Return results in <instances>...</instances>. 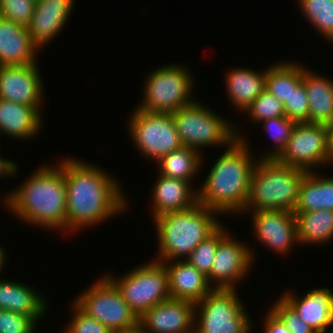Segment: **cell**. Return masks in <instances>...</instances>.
I'll return each mask as SVG.
<instances>
[{"label": "cell", "mask_w": 333, "mask_h": 333, "mask_svg": "<svg viewBox=\"0 0 333 333\" xmlns=\"http://www.w3.org/2000/svg\"><path fill=\"white\" fill-rule=\"evenodd\" d=\"M100 167L83 159L64 156L66 234H75L127 211L129 199L122 184Z\"/></svg>", "instance_id": "cell-1"}, {"label": "cell", "mask_w": 333, "mask_h": 333, "mask_svg": "<svg viewBox=\"0 0 333 333\" xmlns=\"http://www.w3.org/2000/svg\"><path fill=\"white\" fill-rule=\"evenodd\" d=\"M54 164H42L24 182L2 198L12 215L42 230L66 234V188L64 158ZM34 224V225H33Z\"/></svg>", "instance_id": "cell-2"}, {"label": "cell", "mask_w": 333, "mask_h": 333, "mask_svg": "<svg viewBox=\"0 0 333 333\" xmlns=\"http://www.w3.org/2000/svg\"><path fill=\"white\" fill-rule=\"evenodd\" d=\"M252 152L245 137L236 139L225 148L210 167L204 183L198 187V203L221 216L241 215L248 201L250 179L258 160Z\"/></svg>", "instance_id": "cell-3"}, {"label": "cell", "mask_w": 333, "mask_h": 333, "mask_svg": "<svg viewBox=\"0 0 333 333\" xmlns=\"http://www.w3.org/2000/svg\"><path fill=\"white\" fill-rule=\"evenodd\" d=\"M221 215L199 203L185 210L169 212L153 219L157 234L156 261L184 260L222 223ZM219 221V222H218Z\"/></svg>", "instance_id": "cell-4"}, {"label": "cell", "mask_w": 333, "mask_h": 333, "mask_svg": "<svg viewBox=\"0 0 333 333\" xmlns=\"http://www.w3.org/2000/svg\"><path fill=\"white\" fill-rule=\"evenodd\" d=\"M307 173L276 159L259 158L252 172L248 201L243 212L294 211L301 184Z\"/></svg>", "instance_id": "cell-5"}, {"label": "cell", "mask_w": 333, "mask_h": 333, "mask_svg": "<svg viewBox=\"0 0 333 333\" xmlns=\"http://www.w3.org/2000/svg\"><path fill=\"white\" fill-rule=\"evenodd\" d=\"M219 112L209 108L199 100L172 112L175 128L182 146L190 147L199 153L205 148L229 147L236 139H243L239 125L236 127Z\"/></svg>", "instance_id": "cell-6"}, {"label": "cell", "mask_w": 333, "mask_h": 333, "mask_svg": "<svg viewBox=\"0 0 333 333\" xmlns=\"http://www.w3.org/2000/svg\"><path fill=\"white\" fill-rule=\"evenodd\" d=\"M191 69L185 64H164L156 67L146 78L143 99L137 109L149 112L172 113L193 103L196 84ZM193 75V76H192Z\"/></svg>", "instance_id": "cell-7"}, {"label": "cell", "mask_w": 333, "mask_h": 333, "mask_svg": "<svg viewBox=\"0 0 333 333\" xmlns=\"http://www.w3.org/2000/svg\"><path fill=\"white\" fill-rule=\"evenodd\" d=\"M236 290L213 289L195 304L194 333H251L252 319Z\"/></svg>", "instance_id": "cell-8"}, {"label": "cell", "mask_w": 333, "mask_h": 333, "mask_svg": "<svg viewBox=\"0 0 333 333\" xmlns=\"http://www.w3.org/2000/svg\"><path fill=\"white\" fill-rule=\"evenodd\" d=\"M125 275L105 274L119 289L123 299L140 318L158 303L171 299L168 275L163 263L150 260L130 268Z\"/></svg>", "instance_id": "cell-9"}, {"label": "cell", "mask_w": 333, "mask_h": 333, "mask_svg": "<svg viewBox=\"0 0 333 333\" xmlns=\"http://www.w3.org/2000/svg\"><path fill=\"white\" fill-rule=\"evenodd\" d=\"M73 302L110 331L116 333L139 324V317L129 307L116 285L102 275L85 288Z\"/></svg>", "instance_id": "cell-10"}, {"label": "cell", "mask_w": 333, "mask_h": 333, "mask_svg": "<svg viewBox=\"0 0 333 333\" xmlns=\"http://www.w3.org/2000/svg\"><path fill=\"white\" fill-rule=\"evenodd\" d=\"M133 110L127 122V133L140 155L157 162L182 147L171 113Z\"/></svg>", "instance_id": "cell-11"}, {"label": "cell", "mask_w": 333, "mask_h": 333, "mask_svg": "<svg viewBox=\"0 0 333 333\" xmlns=\"http://www.w3.org/2000/svg\"><path fill=\"white\" fill-rule=\"evenodd\" d=\"M276 160L307 172L317 171V169L329 165L326 125L309 122L297 123L288 139L286 148ZM320 166L321 168H319Z\"/></svg>", "instance_id": "cell-12"}, {"label": "cell", "mask_w": 333, "mask_h": 333, "mask_svg": "<svg viewBox=\"0 0 333 333\" xmlns=\"http://www.w3.org/2000/svg\"><path fill=\"white\" fill-rule=\"evenodd\" d=\"M254 252L248 242L239 241L229 231L218 243L211 271L207 276L209 284L214 289H236L237 284L251 273L256 258Z\"/></svg>", "instance_id": "cell-13"}, {"label": "cell", "mask_w": 333, "mask_h": 333, "mask_svg": "<svg viewBox=\"0 0 333 333\" xmlns=\"http://www.w3.org/2000/svg\"><path fill=\"white\" fill-rule=\"evenodd\" d=\"M253 222L251 231L255 240H258L263 247L281 256H286L291 249L299 246L297 239L296 220L293 211L283 210H256L242 212L250 214ZM253 229V230H252ZM290 249V250H289Z\"/></svg>", "instance_id": "cell-14"}, {"label": "cell", "mask_w": 333, "mask_h": 333, "mask_svg": "<svg viewBox=\"0 0 333 333\" xmlns=\"http://www.w3.org/2000/svg\"><path fill=\"white\" fill-rule=\"evenodd\" d=\"M39 68V63L0 66V98L34 107L42 115L45 89Z\"/></svg>", "instance_id": "cell-15"}, {"label": "cell", "mask_w": 333, "mask_h": 333, "mask_svg": "<svg viewBox=\"0 0 333 333\" xmlns=\"http://www.w3.org/2000/svg\"><path fill=\"white\" fill-rule=\"evenodd\" d=\"M195 303L169 299L146 311L139 324L148 333H194Z\"/></svg>", "instance_id": "cell-16"}, {"label": "cell", "mask_w": 333, "mask_h": 333, "mask_svg": "<svg viewBox=\"0 0 333 333\" xmlns=\"http://www.w3.org/2000/svg\"><path fill=\"white\" fill-rule=\"evenodd\" d=\"M75 0H36L33 16L27 26L33 43L42 51L52 42L71 17ZM56 36V37H55Z\"/></svg>", "instance_id": "cell-17"}, {"label": "cell", "mask_w": 333, "mask_h": 333, "mask_svg": "<svg viewBox=\"0 0 333 333\" xmlns=\"http://www.w3.org/2000/svg\"><path fill=\"white\" fill-rule=\"evenodd\" d=\"M332 288L318 287L297 296L286 290L281 297L297 312L299 317L311 326L316 333H326L333 326V291Z\"/></svg>", "instance_id": "cell-18"}, {"label": "cell", "mask_w": 333, "mask_h": 333, "mask_svg": "<svg viewBox=\"0 0 333 333\" xmlns=\"http://www.w3.org/2000/svg\"><path fill=\"white\" fill-rule=\"evenodd\" d=\"M151 189L152 219L169 212L181 211L198 204V188L188 181L157 175Z\"/></svg>", "instance_id": "cell-19"}, {"label": "cell", "mask_w": 333, "mask_h": 333, "mask_svg": "<svg viewBox=\"0 0 333 333\" xmlns=\"http://www.w3.org/2000/svg\"><path fill=\"white\" fill-rule=\"evenodd\" d=\"M162 263L167 271L171 299L186 300L196 304L214 289L209 284L207 276L185 259Z\"/></svg>", "instance_id": "cell-20"}, {"label": "cell", "mask_w": 333, "mask_h": 333, "mask_svg": "<svg viewBox=\"0 0 333 333\" xmlns=\"http://www.w3.org/2000/svg\"><path fill=\"white\" fill-rule=\"evenodd\" d=\"M38 52L27 27L0 16V66L38 63Z\"/></svg>", "instance_id": "cell-21"}, {"label": "cell", "mask_w": 333, "mask_h": 333, "mask_svg": "<svg viewBox=\"0 0 333 333\" xmlns=\"http://www.w3.org/2000/svg\"><path fill=\"white\" fill-rule=\"evenodd\" d=\"M35 287L11 279H0V309L21 313L37 322L48 312V301Z\"/></svg>", "instance_id": "cell-22"}, {"label": "cell", "mask_w": 333, "mask_h": 333, "mask_svg": "<svg viewBox=\"0 0 333 333\" xmlns=\"http://www.w3.org/2000/svg\"><path fill=\"white\" fill-rule=\"evenodd\" d=\"M42 117L34 107L0 98V133L4 136L31 140L41 132Z\"/></svg>", "instance_id": "cell-23"}, {"label": "cell", "mask_w": 333, "mask_h": 333, "mask_svg": "<svg viewBox=\"0 0 333 333\" xmlns=\"http://www.w3.org/2000/svg\"><path fill=\"white\" fill-rule=\"evenodd\" d=\"M233 68L225 72L227 96L231 102L230 106L242 114L265 90L267 68L261 71L241 66Z\"/></svg>", "instance_id": "cell-24"}, {"label": "cell", "mask_w": 333, "mask_h": 333, "mask_svg": "<svg viewBox=\"0 0 333 333\" xmlns=\"http://www.w3.org/2000/svg\"><path fill=\"white\" fill-rule=\"evenodd\" d=\"M306 68L302 82L309 100V123L333 122V79Z\"/></svg>", "instance_id": "cell-25"}, {"label": "cell", "mask_w": 333, "mask_h": 333, "mask_svg": "<svg viewBox=\"0 0 333 333\" xmlns=\"http://www.w3.org/2000/svg\"><path fill=\"white\" fill-rule=\"evenodd\" d=\"M314 210H333V176L323 177L318 171L304 177L293 212Z\"/></svg>", "instance_id": "cell-26"}, {"label": "cell", "mask_w": 333, "mask_h": 333, "mask_svg": "<svg viewBox=\"0 0 333 333\" xmlns=\"http://www.w3.org/2000/svg\"><path fill=\"white\" fill-rule=\"evenodd\" d=\"M294 216L299 245H326L333 240V210L294 212Z\"/></svg>", "instance_id": "cell-27"}, {"label": "cell", "mask_w": 333, "mask_h": 333, "mask_svg": "<svg viewBox=\"0 0 333 333\" xmlns=\"http://www.w3.org/2000/svg\"><path fill=\"white\" fill-rule=\"evenodd\" d=\"M202 153L190 147L182 146L180 149L170 152L160 158L157 165V174L169 178L179 179L192 183V180L202 171L204 158Z\"/></svg>", "instance_id": "cell-28"}, {"label": "cell", "mask_w": 333, "mask_h": 333, "mask_svg": "<svg viewBox=\"0 0 333 333\" xmlns=\"http://www.w3.org/2000/svg\"><path fill=\"white\" fill-rule=\"evenodd\" d=\"M279 62L267 67L265 90L284 104L288 102L292 90L302 81L307 67L292 60Z\"/></svg>", "instance_id": "cell-29"}, {"label": "cell", "mask_w": 333, "mask_h": 333, "mask_svg": "<svg viewBox=\"0 0 333 333\" xmlns=\"http://www.w3.org/2000/svg\"><path fill=\"white\" fill-rule=\"evenodd\" d=\"M301 15L315 31L333 43V0H297Z\"/></svg>", "instance_id": "cell-30"}, {"label": "cell", "mask_w": 333, "mask_h": 333, "mask_svg": "<svg viewBox=\"0 0 333 333\" xmlns=\"http://www.w3.org/2000/svg\"><path fill=\"white\" fill-rule=\"evenodd\" d=\"M263 131H265L273 142V148L266 153L259 155L261 159H276L286 148L288 139L290 138L297 122L288 119L286 116L266 119L262 122Z\"/></svg>", "instance_id": "cell-31"}, {"label": "cell", "mask_w": 333, "mask_h": 333, "mask_svg": "<svg viewBox=\"0 0 333 333\" xmlns=\"http://www.w3.org/2000/svg\"><path fill=\"white\" fill-rule=\"evenodd\" d=\"M222 224L206 239H204L185 259L193 267L208 276L211 271L219 241L229 232Z\"/></svg>", "instance_id": "cell-32"}, {"label": "cell", "mask_w": 333, "mask_h": 333, "mask_svg": "<svg viewBox=\"0 0 333 333\" xmlns=\"http://www.w3.org/2000/svg\"><path fill=\"white\" fill-rule=\"evenodd\" d=\"M243 114L249 115L254 125L256 122L259 124L266 119L286 116L283 103L267 90H264Z\"/></svg>", "instance_id": "cell-33"}, {"label": "cell", "mask_w": 333, "mask_h": 333, "mask_svg": "<svg viewBox=\"0 0 333 333\" xmlns=\"http://www.w3.org/2000/svg\"><path fill=\"white\" fill-rule=\"evenodd\" d=\"M35 5L36 0H0V16L27 27Z\"/></svg>", "instance_id": "cell-34"}, {"label": "cell", "mask_w": 333, "mask_h": 333, "mask_svg": "<svg viewBox=\"0 0 333 333\" xmlns=\"http://www.w3.org/2000/svg\"><path fill=\"white\" fill-rule=\"evenodd\" d=\"M283 105L288 119L297 123L309 122V100L302 81L292 90L288 102Z\"/></svg>", "instance_id": "cell-35"}, {"label": "cell", "mask_w": 333, "mask_h": 333, "mask_svg": "<svg viewBox=\"0 0 333 333\" xmlns=\"http://www.w3.org/2000/svg\"><path fill=\"white\" fill-rule=\"evenodd\" d=\"M73 312L70 322L66 325L64 333H113L102 323L81 310L72 302Z\"/></svg>", "instance_id": "cell-36"}, {"label": "cell", "mask_w": 333, "mask_h": 333, "mask_svg": "<svg viewBox=\"0 0 333 333\" xmlns=\"http://www.w3.org/2000/svg\"><path fill=\"white\" fill-rule=\"evenodd\" d=\"M278 298L270 309L283 321L291 333H316L281 296Z\"/></svg>", "instance_id": "cell-37"}, {"label": "cell", "mask_w": 333, "mask_h": 333, "mask_svg": "<svg viewBox=\"0 0 333 333\" xmlns=\"http://www.w3.org/2000/svg\"><path fill=\"white\" fill-rule=\"evenodd\" d=\"M37 324L34 318L0 309V333H35Z\"/></svg>", "instance_id": "cell-38"}, {"label": "cell", "mask_w": 333, "mask_h": 333, "mask_svg": "<svg viewBox=\"0 0 333 333\" xmlns=\"http://www.w3.org/2000/svg\"><path fill=\"white\" fill-rule=\"evenodd\" d=\"M263 319V333H291L283 321L271 310L268 309Z\"/></svg>", "instance_id": "cell-39"}, {"label": "cell", "mask_w": 333, "mask_h": 333, "mask_svg": "<svg viewBox=\"0 0 333 333\" xmlns=\"http://www.w3.org/2000/svg\"><path fill=\"white\" fill-rule=\"evenodd\" d=\"M18 168L19 166L15 161L13 162L12 159H6L2 156V154H0V179L5 177H9V179L12 177L13 179L19 171Z\"/></svg>", "instance_id": "cell-40"}, {"label": "cell", "mask_w": 333, "mask_h": 333, "mask_svg": "<svg viewBox=\"0 0 333 333\" xmlns=\"http://www.w3.org/2000/svg\"><path fill=\"white\" fill-rule=\"evenodd\" d=\"M326 125L327 157L329 164H333V122Z\"/></svg>", "instance_id": "cell-41"}, {"label": "cell", "mask_w": 333, "mask_h": 333, "mask_svg": "<svg viewBox=\"0 0 333 333\" xmlns=\"http://www.w3.org/2000/svg\"><path fill=\"white\" fill-rule=\"evenodd\" d=\"M116 333H148L140 324L133 328L126 329L124 331H118Z\"/></svg>", "instance_id": "cell-42"}, {"label": "cell", "mask_w": 333, "mask_h": 333, "mask_svg": "<svg viewBox=\"0 0 333 333\" xmlns=\"http://www.w3.org/2000/svg\"><path fill=\"white\" fill-rule=\"evenodd\" d=\"M3 246H0V273L2 271V268L5 267V264L7 263L6 259L8 257H6V249L4 251V248H2ZM6 261V262H5Z\"/></svg>", "instance_id": "cell-43"}]
</instances>
